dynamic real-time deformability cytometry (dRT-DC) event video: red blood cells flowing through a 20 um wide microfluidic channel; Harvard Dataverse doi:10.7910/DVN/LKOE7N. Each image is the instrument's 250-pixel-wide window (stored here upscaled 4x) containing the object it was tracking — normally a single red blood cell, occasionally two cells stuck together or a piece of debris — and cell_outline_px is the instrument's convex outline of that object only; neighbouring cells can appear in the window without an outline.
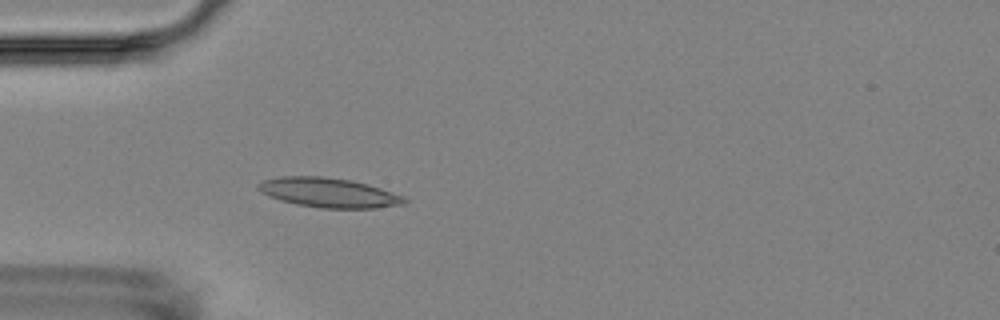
{"species": "Egyptian fruit bat (a non-hibernating species)", "species_latin": "Rousettus aegyptiacus", "temperature_condition": "room temperature", "stored_images_in_passage": 5, "camera_frame_rate_fps": 3000, "um_per_image_px": 0.085, "animal": {"sex": "female"}, "frame": {"image": 1, "passage_image": 5, "time_ms": 4.667, "image_size_px": [1000, 320], "cell_outline_px": [[408, 200], [404, 204], [376, 208], [320, 208], [296, 204], [280, 200], [268, 196], [260, 192], [256, 188], [256, 184], [264, 180], [280, 176], [320, 176], [352, 180], [368, 184], [404, 196]], "centroid_in_image_um": [27.91, 16.37], "position_along_channel_um": 57.1, "area_um2": 25.32}}